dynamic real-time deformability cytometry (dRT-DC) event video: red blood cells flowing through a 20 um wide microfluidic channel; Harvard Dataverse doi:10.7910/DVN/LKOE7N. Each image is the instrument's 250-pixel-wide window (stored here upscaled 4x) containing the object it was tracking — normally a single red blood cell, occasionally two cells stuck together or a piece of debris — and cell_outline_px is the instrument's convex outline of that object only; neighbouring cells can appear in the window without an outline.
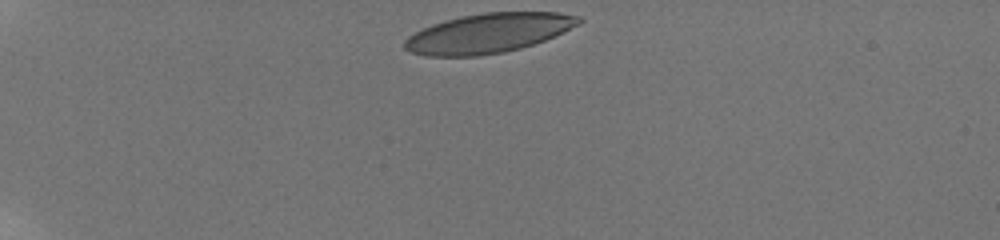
{"species": "human", "species_latin": "Homo sapiens", "temperature_condition": "room temperature", "stored_images_in_passage": 42, "camera_frame_rate_fps": 3000, "um_per_image_px": 0.085, "donor": {"sex": "male"}, "frame": {"image": 1, "passage_image": 1, "time_ms": 0.0, "image_size_px": [1000, 240], "cell_outline_px": [[584, 20], [580, 24], [544, 40], [520, 48], [504, 52], [476, 56], [428, 56], [412, 52], [404, 48], [404, 40], [408, 36], [432, 24], [444, 20], [460, 16], [484, 12], [556, 12], [580, 16]], "centroid_in_image_um": [41.51, 2.81], "position_along_channel_um": 43.5, "area_um2": 39.94}}
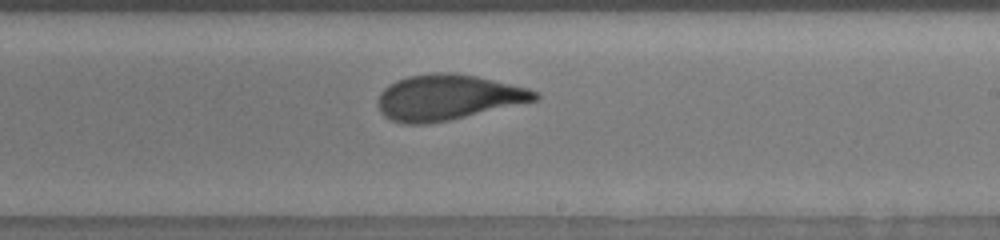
{"frame": {"image": 2, "passage_image": 31, "time_ms": 7.333, "image_size_px": [1000, 240], "cell_outline_px": [[540, 96], [536, 100], [448, 120], [428, 124], [404, 124], [392, 120], [384, 116], [380, 112], [380, 92], [384, 88], [396, 80], [408, 76], [440, 72], [452, 72], [476, 76], [528, 88], [540, 92]], "centroid_in_image_um": [38.06, 8.27], "position_along_channel_um": 250.9, "area_um2": 41.15}}
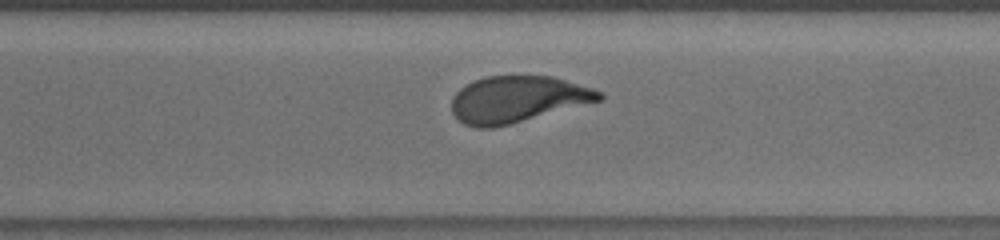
{"frame": {"image": 3, "passage_image": 39, "time_ms": 9.333, "image_size_px": [1000, 240], "cell_outline_px": [[604, 96], [600, 100], [508, 124], [492, 128], [476, 128], [464, 124], [452, 112], [452, 96], [460, 88], [484, 76], [552, 76], [592, 88], [604, 92]], "centroid_in_image_um": [43.96, 8.43], "position_along_channel_um": 326.6, "area_um2": 39.42}}